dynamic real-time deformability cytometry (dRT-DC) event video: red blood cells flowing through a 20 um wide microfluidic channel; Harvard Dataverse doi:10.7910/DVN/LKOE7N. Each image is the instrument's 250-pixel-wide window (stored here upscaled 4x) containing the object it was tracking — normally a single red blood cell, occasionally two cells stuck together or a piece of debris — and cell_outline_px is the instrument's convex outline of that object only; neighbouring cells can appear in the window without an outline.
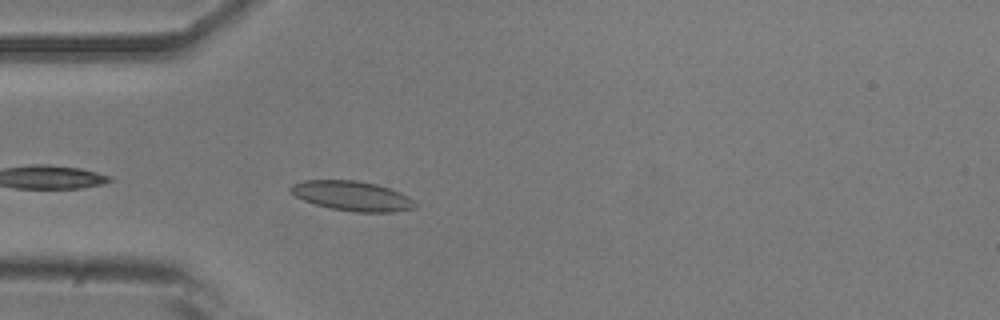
{"species": "common noctule bat (a hibernating species)", "species_latin": "Nyctalus noctula", "temperature_condition": "room temperature", "stored_images_in_passage": 40, "camera_frame_rate_fps": 3000, "um_per_image_px": 0.085, "animal": {"sex": "male", "body_mass_g": 20.5, "forearm_length_mm": 52.5}, "frame": {"image": 1, "passage_image": 3, "time_ms": 0.667, "image_size_px": [1000, 320], "cell_outline_px": [[416, 208], [392, 212], [352, 212], [332, 208], [316, 204], [304, 200], [288, 192], [288, 188], [292, 184], [304, 180], [352, 180], [376, 184], [400, 192], [408, 196], [416, 204]], "centroid_in_image_um": [29.91, 16.65], "position_along_channel_um": 55.1, "area_um2": 21.5}}
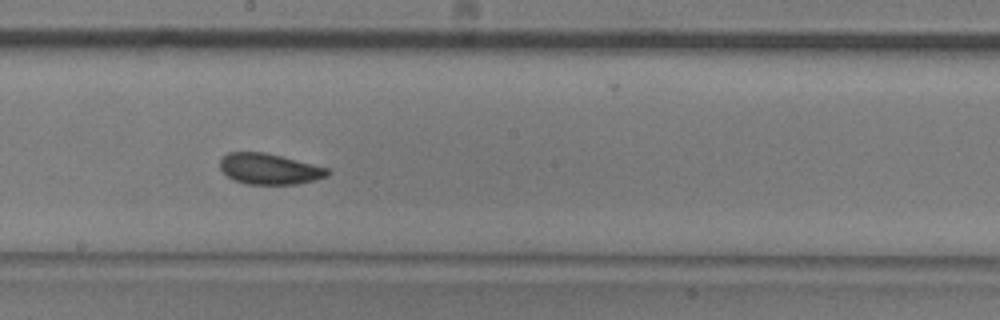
{"frame": {"image": 2, "passage_image": 17, "time_ms": 5.333, "image_size_px": [1000, 320], "cell_outline_px": [[332, 172], [328, 176], [316, 180], [296, 184], [248, 184], [236, 180], [228, 176], [220, 168], [220, 160], [228, 152], [264, 152], [328, 168]], "centroid_in_image_um": [22.92, 14.36], "position_along_channel_um": 225.3, "area_um2": 19.13}}
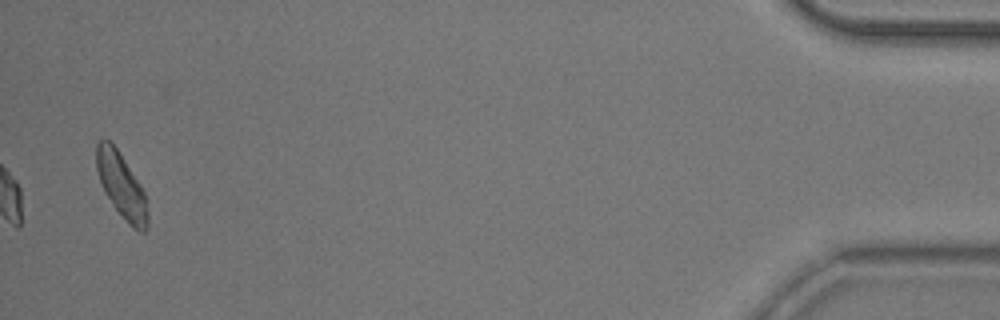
{"frame": {"image": 3, "passage_image": 40, "time_ms": 13.0, "image_size_px": [1000, 320], "cell_outline_px": [[148, 228], [144, 232], [140, 232], [132, 228], [112, 204], [104, 192], [100, 184], [96, 168], [96, 144], [100, 140], [108, 140], [116, 148], [140, 184], [144, 192], [148, 212]], "centroid_in_image_um": [10.32, 15.81], "position_along_channel_um": 424.9, "area_um2": 19.25}, "authors_computed_cell_mechanics": {"area_um2": 19.1029, "velocity_mm_per_s": 3.7421, "shape_relaxation_time_tau1_ms": 4.0521, "shape_relaxation_time_tau2_ms": 3.9856, "deformation_change_tau1": 0.1116, "deformation_change_tau2": 0.0867}}